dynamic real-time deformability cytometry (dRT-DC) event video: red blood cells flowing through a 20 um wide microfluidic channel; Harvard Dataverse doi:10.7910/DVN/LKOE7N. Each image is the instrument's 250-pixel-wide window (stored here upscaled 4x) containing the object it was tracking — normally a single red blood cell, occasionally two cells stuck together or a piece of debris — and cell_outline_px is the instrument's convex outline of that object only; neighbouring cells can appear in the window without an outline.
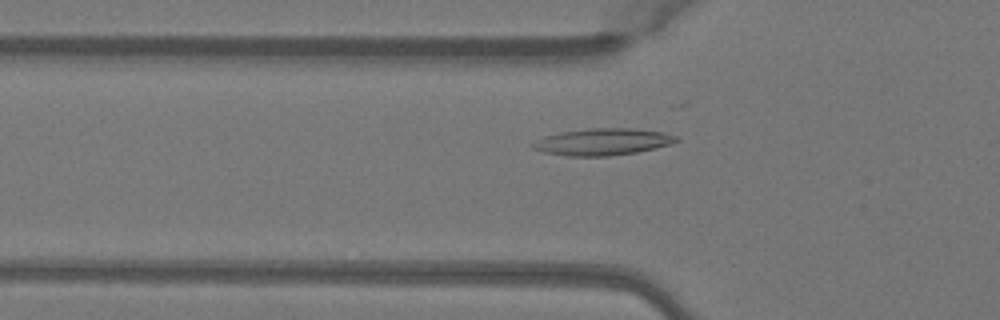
{"species": "Egyptian fruit bat (a non-hibernating species)", "species_latin": "Rousettus aegyptiacus", "temperature_condition": "warm", "stored_images_in_passage": 28, "camera_frame_rate_fps": 3000, "um_per_image_px": 0.085, "animal": {"sex": "female"}, "frame": {"image": 1, "passage_image": 4, "time_ms": 1.0, "image_size_px": [1000, 320], "cell_outline_px": [[680, 140], [668, 144], [636, 152], [608, 156], [568, 156], [544, 152], [532, 148], [532, 144], [536, 140], [544, 136], [560, 132], [588, 128], [632, 128], [664, 132], [680, 136]], "centroid_in_image_um": [51.23, 12.04], "position_along_channel_um": 74.6, "area_um2": 22.37}}
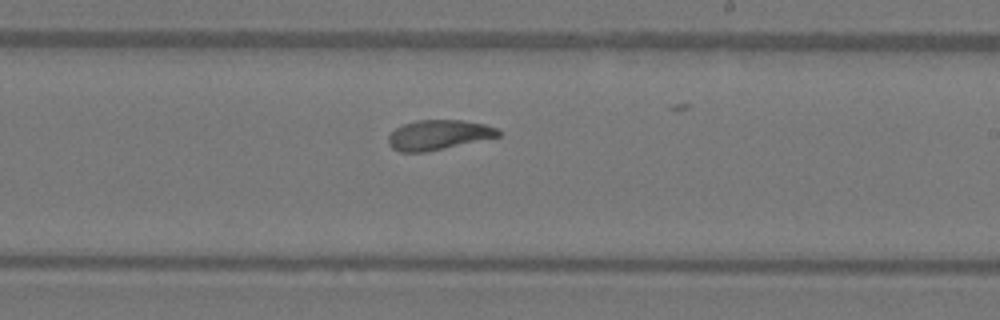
{"frame": {"image": 2, "passage_image": 17, "time_ms": 5.333, "image_size_px": [1000, 320], "cell_outline_px": [[500, 136], [424, 152], [400, 152], [392, 148], [388, 144], [388, 136], [396, 128], [404, 124], [416, 120], [460, 120], [484, 124], [496, 128], [500, 132]], "centroid_in_image_um": [37.23, 11.46], "position_along_channel_um": 251.8, "area_um2": 18.84}}
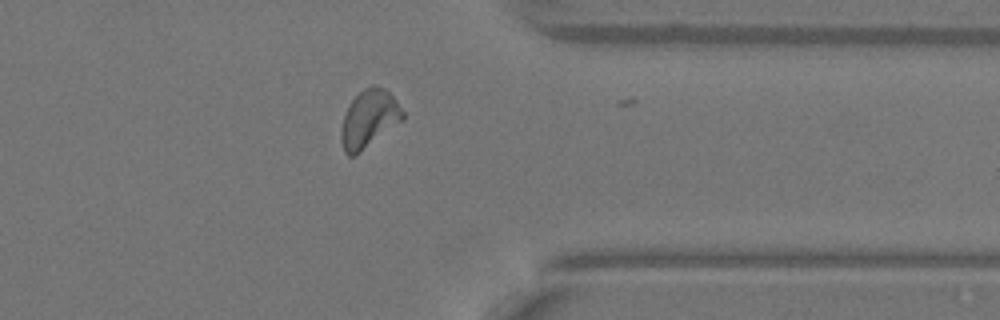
{"frame": {"image": 3, "passage_image": 27, "time_ms": 8.667, "image_size_px": [1000, 320], "cell_outline_px": [[404, 120], [360, 152], [352, 156], [348, 156], [344, 152], [340, 136], [340, 132], [344, 116], [348, 104], [364, 88], [372, 84], [376, 84], [384, 88], [392, 96], [404, 112]], "centroid_in_image_um": [31.36, 10.1], "position_along_channel_um": 380.0, "area_um2": 20.69}, "authors_computed_cell_mechanics": {"area_um2": 19.8254, "velocity_mm_per_s": 4.0805, "shape_relaxation_time_tau1_ms": null, "shape_relaxation_time_tau2_ms": 2.0733, "deformation_change_tau1": null, "deformation_change_tau2": 0.0859}}